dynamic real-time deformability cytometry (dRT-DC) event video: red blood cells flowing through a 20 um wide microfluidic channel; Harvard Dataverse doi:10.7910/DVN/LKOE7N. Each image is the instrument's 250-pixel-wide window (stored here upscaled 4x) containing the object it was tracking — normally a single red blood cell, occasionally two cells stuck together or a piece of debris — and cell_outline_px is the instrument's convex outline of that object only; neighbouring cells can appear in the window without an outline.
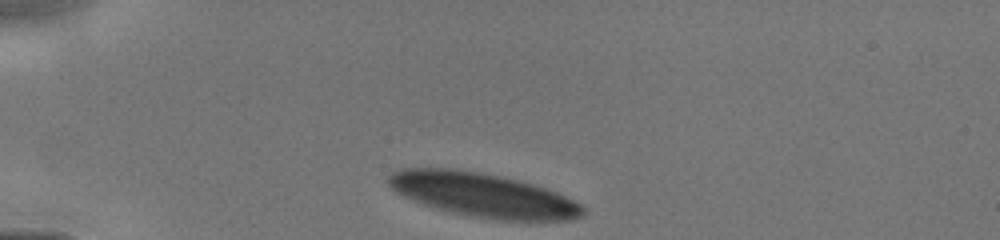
{"species": "human", "species_latin": "Homo sapiens", "temperature_condition": "cold", "stored_images_in_passage": 6, "camera_frame_rate_fps": 3000, "um_per_image_px": 0.085, "donor": {"sex": "male"}, "frame": {"image": 1, "passage_image": 1, "time_ms": 0.0, "image_size_px": [1000, 240], "cell_outline_px": [[584, 216], [568, 220], [496, 220], [448, 212], [424, 204], [404, 196], [396, 192], [388, 184], [388, 176], [392, 172], [400, 168], [452, 168], [500, 176], [532, 184], [556, 192], [580, 204], [584, 208]], "centroid_in_image_um": [41.02, 16.58], "position_along_channel_um": 44.0, "area_um2": 49.48}}
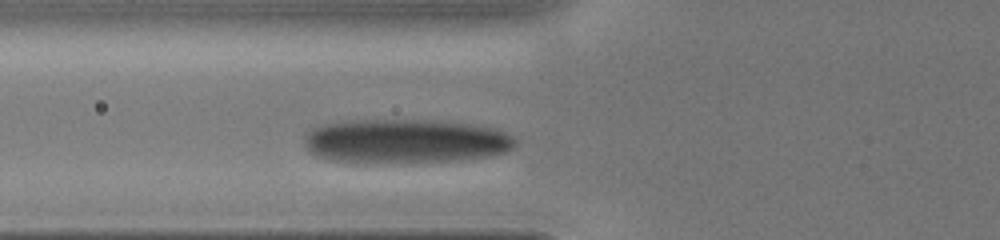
{"frame": {"image": 2, "passage_image": 6, "time_ms": 2.0, "image_size_px": [1000, 240], "cell_outline_px": [[516, 140], [512, 148], [508, 152], [492, 156], [456, 160], [392, 164], [356, 164], [328, 160], [316, 156], [304, 144], [304, 132], [312, 128], [324, 124], [364, 120], [424, 120], [468, 124], [496, 128], [512, 136]], "centroid_in_image_um": [34.41, 12.04], "position_along_channel_um": 91.4, "area_um2": 55.2}}